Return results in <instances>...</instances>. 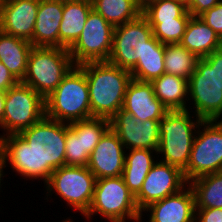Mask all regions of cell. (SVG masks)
<instances>
[{
    "label": "cell",
    "instance_id": "obj_15",
    "mask_svg": "<svg viewBox=\"0 0 222 222\" xmlns=\"http://www.w3.org/2000/svg\"><path fill=\"white\" fill-rule=\"evenodd\" d=\"M160 120L141 122L120 109L111 119L110 128L118 135L126 151L130 149L158 150Z\"/></svg>",
    "mask_w": 222,
    "mask_h": 222
},
{
    "label": "cell",
    "instance_id": "obj_35",
    "mask_svg": "<svg viewBox=\"0 0 222 222\" xmlns=\"http://www.w3.org/2000/svg\"><path fill=\"white\" fill-rule=\"evenodd\" d=\"M19 81L10 73L7 67L0 61V90L8 91L17 85Z\"/></svg>",
    "mask_w": 222,
    "mask_h": 222
},
{
    "label": "cell",
    "instance_id": "obj_5",
    "mask_svg": "<svg viewBox=\"0 0 222 222\" xmlns=\"http://www.w3.org/2000/svg\"><path fill=\"white\" fill-rule=\"evenodd\" d=\"M45 116L67 124L91 118L87 79L78 65L71 68L45 99Z\"/></svg>",
    "mask_w": 222,
    "mask_h": 222
},
{
    "label": "cell",
    "instance_id": "obj_3",
    "mask_svg": "<svg viewBox=\"0 0 222 222\" xmlns=\"http://www.w3.org/2000/svg\"><path fill=\"white\" fill-rule=\"evenodd\" d=\"M188 87L187 110L202 120H222V48L198 59Z\"/></svg>",
    "mask_w": 222,
    "mask_h": 222
},
{
    "label": "cell",
    "instance_id": "obj_21",
    "mask_svg": "<svg viewBox=\"0 0 222 222\" xmlns=\"http://www.w3.org/2000/svg\"><path fill=\"white\" fill-rule=\"evenodd\" d=\"M198 58H203L222 48V39L199 16H191L180 42Z\"/></svg>",
    "mask_w": 222,
    "mask_h": 222
},
{
    "label": "cell",
    "instance_id": "obj_26",
    "mask_svg": "<svg viewBox=\"0 0 222 222\" xmlns=\"http://www.w3.org/2000/svg\"><path fill=\"white\" fill-rule=\"evenodd\" d=\"M165 44L154 36L148 40L146 51L139 58L136 66L130 71L132 79L151 82L165 73L164 63Z\"/></svg>",
    "mask_w": 222,
    "mask_h": 222
},
{
    "label": "cell",
    "instance_id": "obj_22",
    "mask_svg": "<svg viewBox=\"0 0 222 222\" xmlns=\"http://www.w3.org/2000/svg\"><path fill=\"white\" fill-rule=\"evenodd\" d=\"M127 151L122 178L129 191L136 196L140 192L150 169L157 162L158 156L156 150L150 149H130Z\"/></svg>",
    "mask_w": 222,
    "mask_h": 222
},
{
    "label": "cell",
    "instance_id": "obj_39",
    "mask_svg": "<svg viewBox=\"0 0 222 222\" xmlns=\"http://www.w3.org/2000/svg\"><path fill=\"white\" fill-rule=\"evenodd\" d=\"M176 1L182 3L185 7L188 8L190 6L192 0H176Z\"/></svg>",
    "mask_w": 222,
    "mask_h": 222
},
{
    "label": "cell",
    "instance_id": "obj_14",
    "mask_svg": "<svg viewBox=\"0 0 222 222\" xmlns=\"http://www.w3.org/2000/svg\"><path fill=\"white\" fill-rule=\"evenodd\" d=\"M187 184L180 168L157 160L135 196L136 205L141 212L153 202L179 192Z\"/></svg>",
    "mask_w": 222,
    "mask_h": 222
},
{
    "label": "cell",
    "instance_id": "obj_12",
    "mask_svg": "<svg viewBox=\"0 0 222 222\" xmlns=\"http://www.w3.org/2000/svg\"><path fill=\"white\" fill-rule=\"evenodd\" d=\"M153 29L141 14L137 19L114 27L109 63L131 71L142 58Z\"/></svg>",
    "mask_w": 222,
    "mask_h": 222
},
{
    "label": "cell",
    "instance_id": "obj_37",
    "mask_svg": "<svg viewBox=\"0 0 222 222\" xmlns=\"http://www.w3.org/2000/svg\"><path fill=\"white\" fill-rule=\"evenodd\" d=\"M5 95L6 92L0 90V124L3 121L4 109H5Z\"/></svg>",
    "mask_w": 222,
    "mask_h": 222
},
{
    "label": "cell",
    "instance_id": "obj_8",
    "mask_svg": "<svg viewBox=\"0 0 222 222\" xmlns=\"http://www.w3.org/2000/svg\"><path fill=\"white\" fill-rule=\"evenodd\" d=\"M95 184L96 177L87 166L64 165L55 169L44 184V200L49 201L52 199L50 196L55 193L67 202V209L75 210L74 214L79 211L84 216L92 202Z\"/></svg>",
    "mask_w": 222,
    "mask_h": 222
},
{
    "label": "cell",
    "instance_id": "obj_17",
    "mask_svg": "<svg viewBox=\"0 0 222 222\" xmlns=\"http://www.w3.org/2000/svg\"><path fill=\"white\" fill-rule=\"evenodd\" d=\"M150 214H149V213ZM147 222H195V196L189 184L179 192L153 202L141 211Z\"/></svg>",
    "mask_w": 222,
    "mask_h": 222
},
{
    "label": "cell",
    "instance_id": "obj_7",
    "mask_svg": "<svg viewBox=\"0 0 222 222\" xmlns=\"http://www.w3.org/2000/svg\"><path fill=\"white\" fill-rule=\"evenodd\" d=\"M74 66L67 48L33 46L21 83L46 99Z\"/></svg>",
    "mask_w": 222,
    "mask_h": 222
},
{
    "label": "cell",
    "instance_id": "obj_31",
    "mask_svg": "<svg viewBox=\"0 0 222 222\" xmlns=\"http://www.w3.org/2000/svg\"><path fill=\"white\" fill-rule=\"evenodd\" d=\"M186 11L187 7L176 0H157L143 9L142 15L149 23H162L180 18Z\"/></svg>",
    "mask_w": 222,
    "mask_h": 222
},
{
    "label": "cell",
    "instance_id": "obj_25",
    "mask_svg": "<svg viewBox=\"0 0 222 222\" xmlns=\"http://www.w3.org/2000/svg\"><path fill=\"white\" fill-rule=\"evenodd\" d=\"M150 83L155 96L168 111L187 110L189 89L187 79L164 73Z\"/></svg>",
    "mask_w": 222,
    "mask_h": 222
},
{
    "label": "cell",
    "instance_id": "obj_23",
    "mask_svg": "<svg viewBox=\"0 0 222 222\" xmlns=\"http://www.w3.org/2000/svg\"><path fill=\"white\" fill-rule=\"evenodd\" d=\"M92 9V2H63V18L59 29V47L69 49L76 42Z\"/></svg>",
    "mask_w": 222,
    "mask_h": 222
},
{
    "label": "cell",
    "instance_id": "obj_29",
    "mask_svg": "<svg viewBox=\"0 0 222 222\" xmlns=\"http://www.w3.org/2000/svg\"><path fill=\"white\" fill-rule=\"evenodd\" d=\"M198 57L180 43L165 44V73L189 80L196 69Z\"/></svg>",
    "mask_w": 222,
    "mask_h": 222
},
{
    "label": "cell",
    "instance_id": "obj_33",
    "mask_svg": "<svg viewBox=\"0 0 222 222\" xmlns=\"http://www.w3.org/2000/svg\"><path fill=\"white\" fill-rule=\"evenodd\" d=\"M195 222H222V208H195Z\"/></svg>",
    "mask_w": 222,
    "mask_h": 222
},
{
    "label": "cell",
    "instance_id": "obj_32",
    "mask_svg": "<svg viewBox=\"0 0 222 222\" xmlns=\"http://www.w3.org/2000/svg\"><path fill=\"white\" fill-rule=\"evenodd\" d=\"M199 17L222 39V0Z\"/></svg>",
    "mask_w": 222,
    "mask_h": 222
},
{
    "label": "cell",
    "instance_id": "obj_38",
    "mask_svg": "<svg viewBox=\"0 0 222 222\" xmlns=\"http://www.w3.org/2000/svg\"><path fill=\"white\" fill-rule=\"evenodd\" d=\"M136 5L141 9H145L150 3L155 2L157 0H134Z\"/></svg>",
    "mask_w": 222,
    "mask_h": 222
},
{
    "label": "cell",
    "instance_id": "obj_41",
    "mask_svg": "<svg viewBox=\"0 0 222 222\" xmlns=\"http://www.w3.org/2000/svg\"><path fill=\"white\" fill-rule=\"evenodd\" d=\"M71 217L68 218H64V220L60 221V222H75L73 219H70Z\"/></svg>",
    "mask_w": 222,
    "mask_h": 222
},
{
    "label": "cell",
    "instance_id": "obj_1",
    "mask_svg": "<svg viewBox=\"0 0 222 222\" xmlns=\"http://www.w3.org/2000/svg\"><path fill=\"white\" fill-rule=\"evenodd\" d=\"M65 143L66 123L46 116L18 134L0 138L5 168L11 167L22 180L44 184L55 169L65 165Z\"/></svg>",
    "mask_w": 222,
    "mask_h": 222
},
{
    "label": "cell",
    "instance_id": "obj_24",
    "mask_svg": "<svg viewBox=\"0 0 222 222\" xmlns=\"http://www.w3.org/2000/svg\"><path fill=\"white\" fill-rule=\"evenodd\" d=\"M31 42L11 36L0 30V61L21 82L26 74Z\"/></svg>",
    "mask_w": 222,
    "mask_h": 222
},
{
    "label": "cell",
    "instance_id": "obj_11",
    "mask_svg": "<svg viewBox=\"0 0 222 222\" xmlns=\"http://www.w3.org/2000/svg\"><path fill=\"white\" fill-rule=\"evenodd\" d=\"M114 26L92 9L76 42L68 49L74 65L108 61Z\"/></svg>",
    "mask_w": 222,
    "mask_h": 222
},
{
    "label": "cell",
    "instance_id": "obj_9",
    "mask_svg": "<svg viewBox=\"0 0 222 222\" xmlns=\"http://www.w3.org/2000/svg\"><path fill=\"white\" fill-rule=\"evenodd\" d=\"M222 171V120H202L193 140L190 159L183 170L187 182Z\"/></svg>",
    "mask_w": 222,
    "mask_h": 222
},
{
    "label": "cell",
    "instance_id": "obj_30",
    "mask_svg": "<svg viewBox=\"0 0 222 222\" xmlns=\"http://www.w3.org/2000/svg\"><path fill=\"white\" fill-rule=\"evenodd\" d=\"M191 16L187 10L180 18L162 21V23H149V25L153 29V36L159 42L162 44H177L181 42Z\"/></svg>",
    "mask_w": 222,
    "mask_h": 222
},
{
    "label": "cell",
    "instance_id": "obj_34",
    "mask_svg": "<svg viewBox=\"0 0 222 222\" xmlns=\"http://www.w3.org/2000/svg\"><path fill=\"white\" fill-rule=\"evenodd\" d=\"M221 0H192L187 10L192 16H199L214 7Z\"/></svg>",
    "mask_w": 222,
    "mask_h": 222
},
{
    "label": "cell",
    "instance_id": "obj_2",
    "mask_svg": "<svg viewBox=\"0 0 222 222\" xmlns=\"http://www.w3.org/2000/svg\"><path fill=\"white\" fill-rule=\"evenodd\" d=\"M85 73L90 98L91 117L111 119L123 108L130 71L108 61L78 65Z\"/></svg>",
    "mask_w": 222,
    "mask_h": 222
},
{
    "label": "cell",
    "instance_id": "obj_13",
    "mask_svg": "<svg viewBox=\"0 0 222 222\" xmlns=\"http://www.w3.org/2000/svg\"><path fill=\"white\" fill-rule=\"evenodd\" d=\"M109 128L110 120L102 117L66 123L65 165L87 166L91 152Z\"/></svg>",
    "mask_w": 222,
    "mask_h": 222
},
{
    "label": "cell",
    "instance_id": "obj_10",
    "mask_svg": "<svg viewBox=\"0 0 222 222\" xmlns=\"http://www.w3.org/2000/svg\"><path fill=\"white\" fill-rule=\"evenodd\" d=\"M45 116V99L21 82L6 91L0 138L18 134ZM2 134V135H1Z\"/></svg>",
    "mask_w": 222,
    "mask_h": 222
},
{
    "label": "cell",
    "instance_id": "obj_28",
    "mask_svg": "<svg viewBox=\"0 0 222 222\" xmlns=\"http://www.w3.org/2000/svg\"><path fill=\"white\" fill-rule=\"evenodd\" d=\"M92 6L114 27L133 21L142 14L134 0H92Z\"/></svg>",
    "mask_w": 222,
    "mask_h": 222
},
{
    "label": "cell",
    "instance_id": "obj_16",
    "mask_svg": "<svg viewBox=\"0 0 222 222\" xmlns=\"http://www.w3.org/2000/svg\"><path fill=\"white\" fill-rule=\"evenodd\" d=\"M125 153L118 135L109 128L91 152L87 167L96 179L122 176Z\"/></svg>",
    "mask_w": 222,
    "mask_h": 222
},
{
    "label": "cell",
    "instance_id": "obj_27",
    "mask_svg": "<svg viewBox=\"0 0 222 222\" xmlns=\"http://www.w3.org/2000/svg\"><path fill=\"white\" fill-rule=\"evenodd\" d=\"M188 184L195 196V208H222V171L197 177Z\"/></svg>",
    "mask_w": 222,
    "mask_h": 222
},
{
    "label": "cell",
    "instance_id": "obj_6",
    "mask_svg": "<svg viewBox=\"0 0 222 222\" xmlns=\"http://www.w3.org/2000/svg\"><path fill=\"white\" fill-rule=\"evenodd\" d=\"M98 214L106 222H141L135 196L125 185L122 176L96 179L92 202L83 217L91 222V219L94 220L92 217Z\"/></svg>",
    "mask_w": 222,
    "mask_h": 222
},
{
    "label": "cell",
    "instance_id": "obj_20",
    "mask_svg": "<svg viewBox=\"0 0 222 222\" xmlns=\"http://www.w3.org/2000/svg\"><path fill=\"white\" fill-rule=\"evenodd\" d=\"M62 18V1L40 0L31 44L33 46L59 47V29Z\"/></svg>",
    "mask_w": 222,
    "mask_h": 222
},
{
    "label": "cell",
    "instance_id": "obj_18",
    "mask_svg": "<svg viewBox=\"0 0 222 222\" xmlns=\"http://www.w3.org/2000/svg\"><path fill=\"white\" fill-rule=\"evenodd\" d=\"M40 0H5L0 5V30L31 41Z\"/></svg>",
    "mask_w": 222,
    "mask_h": 222
},
{
    "label": "cell",
    "instance_id": "obj_19",
    "mask_svg": "<svg viewBox=\"0 0 222 222\" xmlns=\"http://www.w3.org/2000/svg\"><path fill=\"white\" fill-rule=\"evenodd\" d=\"M122 109L141 122L161 120L168 112L155 96L152 84L135 79L128 84Z\"/></svg>",
    "mask_w": 222,
    "mask_h": 222
},
{
    "label": "cell",
    "instance_id": "obj_4",
    "mask_svg": "<svg viewBox=\"0 0 222 222\" xmlns=\"http://www.w3.org/2000/svg\"><path fill=\"white\" fill-rule=\"evenodd\" d=\"M201 122L202 119L189 110L168 111L159 122L158 160L183 171L188 165L193 140Z\"/></svg>",
    "mask_w": 222,
    "mask_h": 222
},
{
    "label": "cell",
    "instance_id": "obj_36",
    "mask_svg": "<svg viewBox=\"0 0 222 222\" xmlns=\"http://www.w3.org/2000/svg\"><path fill=\"white\" fill-rule=\"evenodd\" d=\"M4 168H5L4 155H3L2 150L0 148V192L2 191V189H1L2 187L1 186L3 184L2 183L3 179L6 176V174H5L6 172H5Z\"/></svg>",
    "mask_w": 222,
    "mask_h": 222
},
{
    "label": "cell",
    "instance_id": "obj_40",
    "mask_svg": "<svg viewBox=\"0 0 222 222\" xmlns=\"http://www.w3.org/2000/svg\"><path fill=\"white\" fill-rule=\"evenodd\" d=\"M62 2H71V1H82V2H92V0H60Z\"/></svg>",
    "mask_w": 222,
    "mask_h": 222
}]
</instances>
